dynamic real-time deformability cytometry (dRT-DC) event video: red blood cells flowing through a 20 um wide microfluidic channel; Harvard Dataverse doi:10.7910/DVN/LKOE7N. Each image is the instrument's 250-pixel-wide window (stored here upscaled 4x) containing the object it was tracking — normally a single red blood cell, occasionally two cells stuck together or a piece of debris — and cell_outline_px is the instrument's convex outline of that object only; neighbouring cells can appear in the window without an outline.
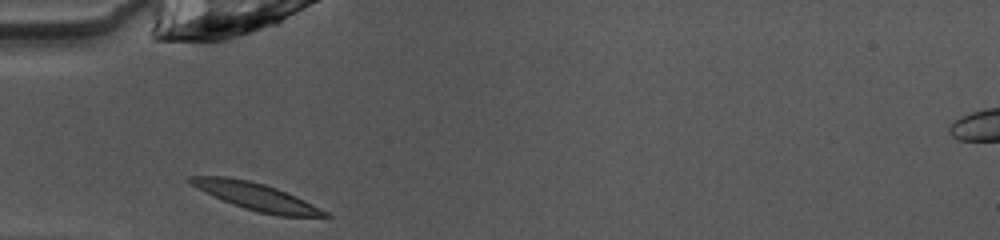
{"species": "common noctule bat (a hibernating species)", "species_latin": "Nyctalus noctula", "temperature_condition": "warm", "stored_images_in_passage": 27, "camera_frame_rate_fps": 3000, "um_per_image_px": 0.085, "animal": {"sex": "female", "body_mass_g": 10.0, "forearm_length_mm": 53.1}, "frame": {"image": 1, "passage_image": 1, "time_ms": 0.0, "image_size_px": [1000, 240], "cell_outline_px": [[332, 216], [280, 216], [256, 212], [232, 204], [204, 192], [192, 184], [188, 180], [188, 176], [228, 176], [248, 180], [264, 184], [276, 188], [296, 196], [328, 212]], "centroid_in_image_um": [21.76, 16.7], "position_along_channel_um": 63.2, "area_um2": 21.1}}
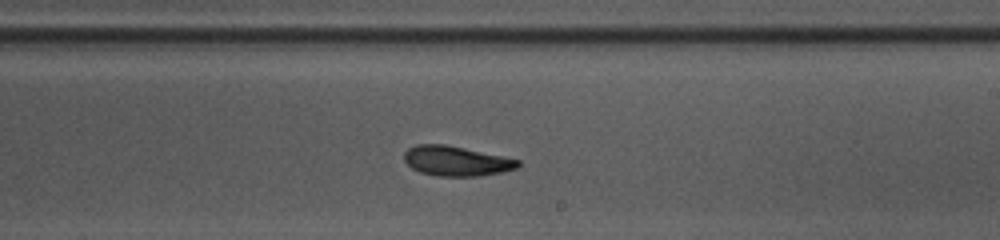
{"frame": {"image": 2, "passage_image": 15, "time_ms": 4.667, "image_size_px": [1000, 240], "cell_outline_px": [[520, 164], [516, 168], [500, 172], [480, 176], [440, 176], [420, 172], [412, 168], [404, 160], [404, 152], [408, 148], [416, 144], [444, 144], [504, 156], [520, 160]], "centroid_in_image_um": [38.77, 13.68], "position_along_channel_um": 250.2, "area_um2": 19.71}}
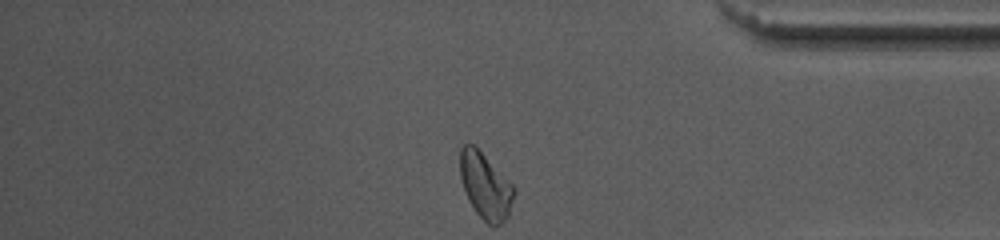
{"frame": {"image": 3, "passage_image": 27, "time_ms": 8.667, "image_size_px": [1000, 240], "cell_outline_px": [[516, 192], [508, 216], [500, 224], [488, 224], [476, 212], [468, 200], [460, 176], [460, 148], [464, 144], [472, 144], [516, 188]], "centroid_in_image_um": [41.26, 15.82], "position_along_channel_um": 393.9, "area_um2": 20.29}, "authors_computed_cell_mechanics": {"area_um2": 20.1722, "velocity_mm_per_s": 4.0407, "shape_relaxation_time_tau1_ms": 2.6875, "shape_relaxation_time_tau2_ms": 2.0135, "deformation_change_tau1": 0.1306, "deformation_change_tau2": 0.0904}}